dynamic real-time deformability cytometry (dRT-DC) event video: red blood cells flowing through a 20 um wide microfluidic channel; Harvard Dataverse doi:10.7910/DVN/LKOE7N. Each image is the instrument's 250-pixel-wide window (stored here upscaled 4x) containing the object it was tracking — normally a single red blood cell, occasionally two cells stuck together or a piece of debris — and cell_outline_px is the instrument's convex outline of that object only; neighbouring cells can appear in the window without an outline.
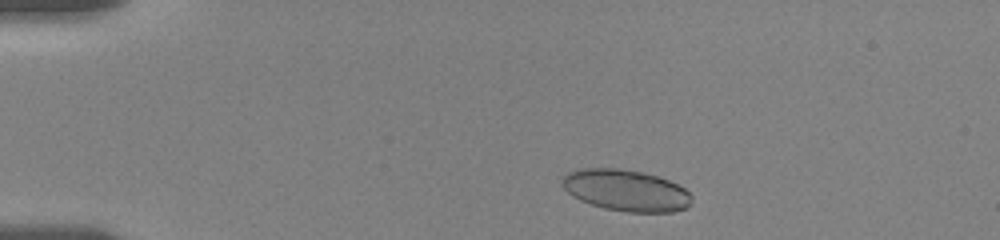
{"species": "human", "species_latin": "Homo sapiens", "temperature_condition": "room temperature", "stored_images_in_passage": 18, "camera_frame_rate_fps": 3000, "um_per_image_px": 0.085, "donor": {"sex": "female"}, "frame": {"image": 1, "passage_image": 2, "time_ms": 0.667, "image_size_px": [1000, 240], "cell_outline_px": [[692, 196], [688, 208], [672, 212], [628, 212], [604, 208], [580, 200], [572, 196], [564, 188], [560, 180], [560, 176], [576, 168], [620, 168], [644, 172], [668, 180], [684, 188]], "centroid_in_image_um": [53.16, 16.17], "position_along_channel_um": 31.8, "area_um2": 31.5}}
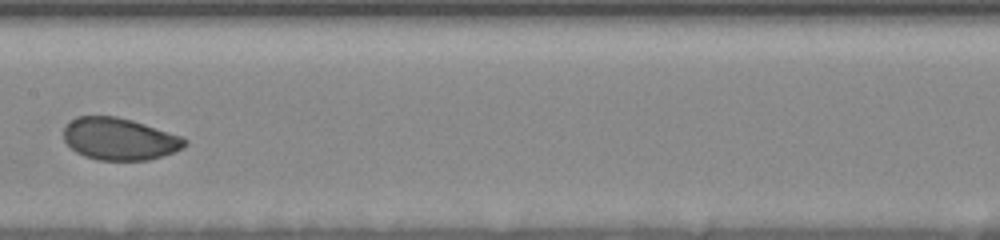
{"frame": {"image": 2, "passage_image": 12, "time_ms": 7.0, "image_size_px": [1000, 240], "cell_outline_px": [[188, 144], [184, 148], [148, 160], [96, 160], [84, 156], [76, 152], [64, 140], [64, 128], [76, 116], [116, 116], [132, 120], [184, 136], [188, 140]], "centroid_in_image_um": [10.19, 11.81], "position_along_channel_um": 197.2, "area_um2": 29.82}}
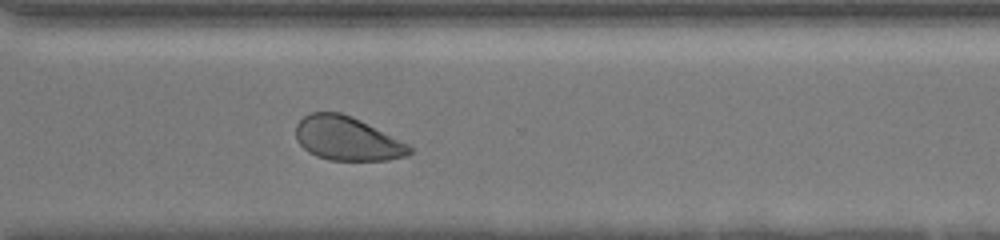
{"frame": {"image": 3, "passage_image": 18, "time_ms": 11.0, "image_size_px": [1000, 240], "cell_outline_px": [[412, 152], [408, 156], [388, 160], [328, 160], [316, 156], [308, 152], [296, 140], [296, 124], [304, 116], [312, 112], [340, 112], [352, 116], [408, 144], [412, 148]], "centroid_in_image_um": [29.49, 11.79], "position_along_channel_um": 341.1, "area_um2": 29.02}}